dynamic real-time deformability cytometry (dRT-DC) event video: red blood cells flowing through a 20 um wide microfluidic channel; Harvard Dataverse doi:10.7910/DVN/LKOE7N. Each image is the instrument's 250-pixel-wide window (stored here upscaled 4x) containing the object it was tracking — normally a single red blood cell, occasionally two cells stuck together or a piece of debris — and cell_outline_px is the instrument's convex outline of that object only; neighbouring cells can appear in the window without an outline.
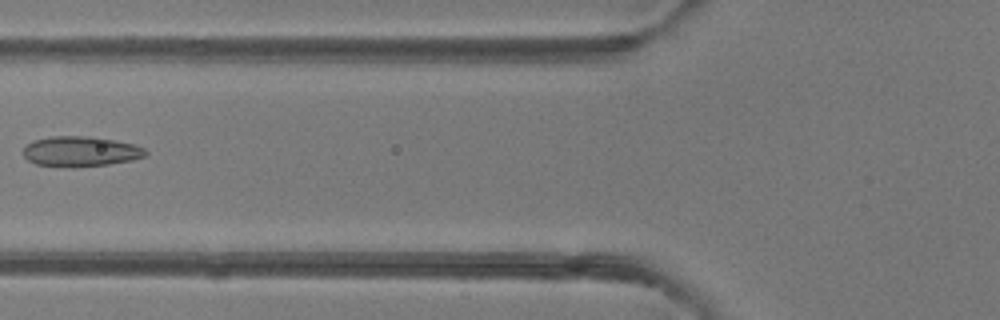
{"species": "common noctule bat (a hibernating species)", "species_latin": "Nyctalus noctula", "temperature_condition": "room temperature", "stored_images_in_passage": 5, "camera_frame_rate_fps": 3000, "um_per_image_px": 0.085, "animal": {"sex": "female"}, "frame": {"image": 1, "passage_image": 5, "time_ms": 4.667, "image_size_px": [1000, 320], "cell_outline_px": [[148, 152], [144, 156], [132, 160], [108, 164], [72, 168], [36, 164], [28, 160], [24, 156], [24, 148], [32, 140], [52, 136], [88, 136], [116, 140], [136, 144], [144, 148]], "centroid_in_image_um": [6.86, 12.87], "position_along_channel_um": 118.9, "area_um2": 21.68}}